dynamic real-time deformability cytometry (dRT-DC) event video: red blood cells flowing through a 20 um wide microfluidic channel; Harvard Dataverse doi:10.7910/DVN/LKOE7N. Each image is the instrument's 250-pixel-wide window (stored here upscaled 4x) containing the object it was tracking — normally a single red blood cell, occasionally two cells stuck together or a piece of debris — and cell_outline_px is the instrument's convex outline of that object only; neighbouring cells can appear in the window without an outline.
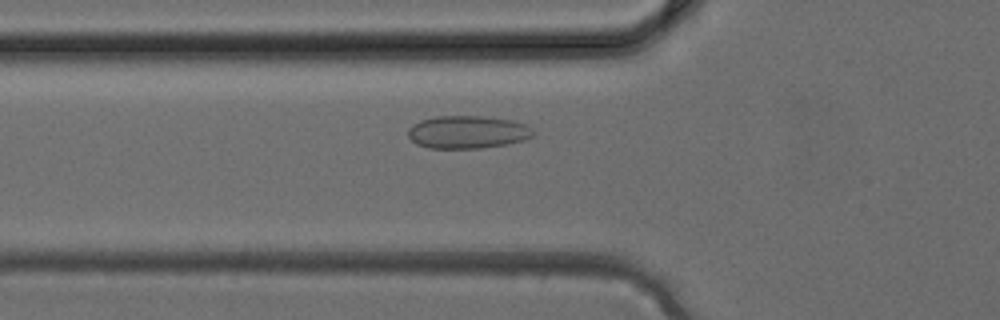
{"species": "common noctule bat (a hibernating species)", "species_latin": "Nyctalus noctula", "temperature_condition": "cold", "stored_images_in_passage": 36, "camera_frame_rate_fps": 3000, "um_per_image_px": 0.085, "animal": {"sex": "female", "body_mass_g": 24.6, "forearm_length_mm": 56.2}, "frame": {"image": 1, "passage_image": 11, "time_ms": 3.333, "image_size_px": [1000, 320], "cell_outline_px": [[532, 136], [524, 140], [504, 144], [480, 148], [428, 148], [416, 144], [408, 136], [408, 128], [412, 124], [420, 120], [436, 116], [480, 116], [512, 120], [524, 124], [532, 132]], "centroid_in_image_um": [39.66, 11.22], "position_along_channel_um": 86.1, "area_um2": 23.7}}
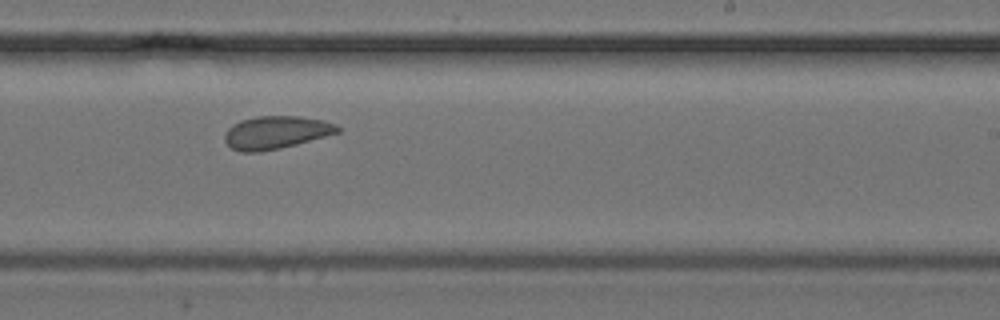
{"frame": {"image": 2, "passage_image": 21, "time_ms": 6.667, "image_size_px": [1000, 320], "cell_outline_px": [[340, 132], [296, 144], [280, 148], [260, 152], [240, 152], [232, 148], [224, 140], [224, 136], [228, 128], [232, 124], [240, 120], [260, 116], [300, 116], [324, 120], [336, 124], [340, 128]], "centroid_in_image_um": [23.45, 11.25], "position_along_channel_um": 265.5, "area_um2": 21.62}}
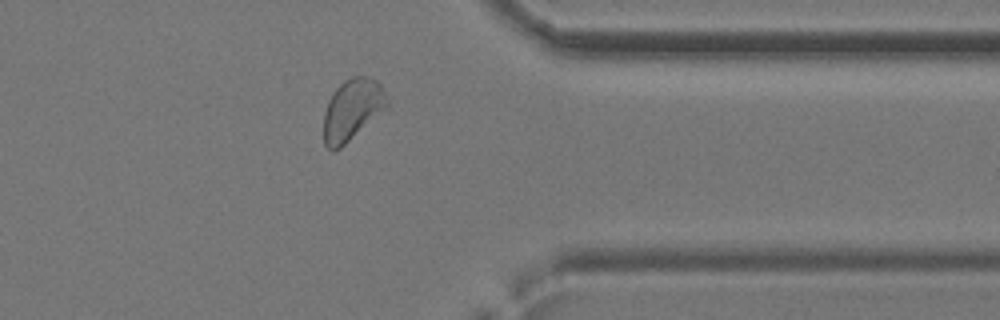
{"frame": {"image": 3, "passage_image": 28, "time_ms": 9.0, "image_size_px": [1000, 320], "cell_outline_px": [[388, 104], [384, 108], [340, 148], [332, 152], [324, 144], [324, 112], [328, 100], [332, 92], [344, 80], [352, 76], [368, 76], [376, 80], [380, 84], [388, 100]], "centroid_in_image_um": [29.89, 9.29], "position_along_channel_um": 381.5, "area_um2": 22.2}}